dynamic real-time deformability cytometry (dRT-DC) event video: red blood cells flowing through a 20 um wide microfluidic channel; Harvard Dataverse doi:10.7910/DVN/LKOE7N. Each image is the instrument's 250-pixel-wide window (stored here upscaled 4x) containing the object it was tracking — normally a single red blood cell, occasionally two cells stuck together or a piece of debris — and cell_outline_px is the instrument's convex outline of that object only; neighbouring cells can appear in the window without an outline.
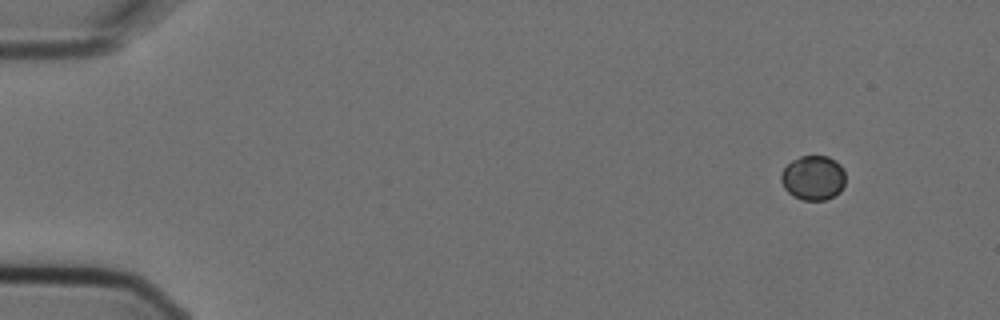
{"species": "Egyptian fruit bat (a non-hibernating species)", "species_latin": "Rousettus aegyptiacus", "temperature_condition": "cold", "stored_images_in_passage": 2, "camera_frame_rate_fps": 3000, "um_per_image_px": 0.085, "animal": {"sex": "female"}, "frame": {"image": 1, "passage_image": 1, "time_ms": 0.0, "image_size_px": [1000, 320], "cell_outline_px": [[844, 184], [840, 192], [824, 200], [804, 200], [792, 196], [784, 188], [780, 180], [780, 172], [792, 160], [800, 156], [828, 156], [836, 160], [840, 164], [844, 172]], "centroid_in_image_um": [69.1, 15.11], "position_along_channel_um": 15.9, "area_um2": 16.82}}
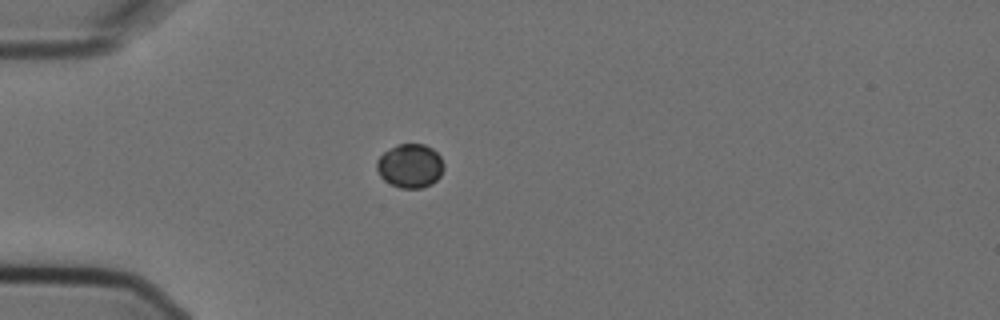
{"frame": {"image": 2, "passage_image": 2, "time_ms": 0.333, "image_size_px": [1000, 320], "cell_outline_px": [[444, 168], [440, 176], [432, 184], [420, 188], [400, 188], [384, 180], [380, 176], [376, 168], [376, 160], [384, 152], [396, 144], [424, 144], [432, 148], [440, 156], [444, 164]], "centroid_in_image_um": [34.86, 14.09], "position_along_channel_um": 50.1, "area_um2": 17.22}}